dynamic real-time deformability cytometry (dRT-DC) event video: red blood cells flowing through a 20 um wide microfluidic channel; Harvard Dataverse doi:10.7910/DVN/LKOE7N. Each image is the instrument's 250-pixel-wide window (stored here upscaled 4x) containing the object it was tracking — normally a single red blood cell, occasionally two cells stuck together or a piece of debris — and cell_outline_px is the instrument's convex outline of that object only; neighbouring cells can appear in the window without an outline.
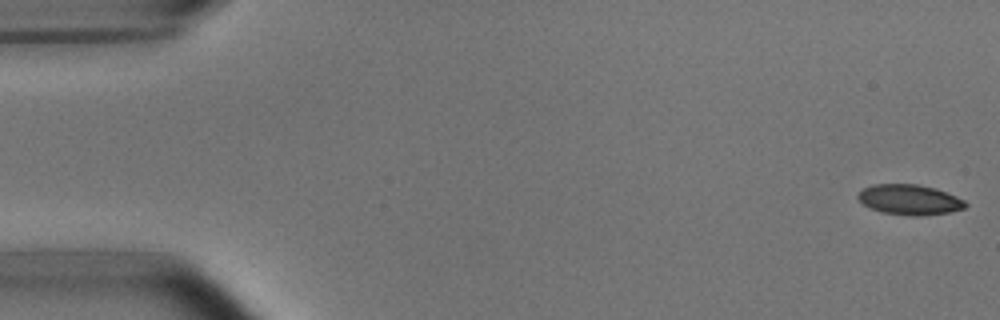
{"species": "common noctule bat (a hibernating species)", "species_latin": "Nyctalus noctula", "temperature_condition": "room temperature", "stored_images_in_passage": 52, "camera_frame_rate_fps": 3000, "um_per_image_px": 0.085, "animal": {"sex": "male", "body_mass_g": 15.6}, "frame": {"image": 1, "passage_image": 1, "time_ms": 0.0, "image_size_px": [1000, 320], "cell_outline_px": [[968, 204], [964, 208], [948, 212], [920, 216], [912, 216], [880, 212], [864, 204], [856, 196], [864, 188], [872, 184], [916, 184], [936, 188], [956, 196], [964, 200]], "centroid_in_image_um": [77.32, 16.97], "position_along_channel_um": 7.7, "area_um2": 18.84}}
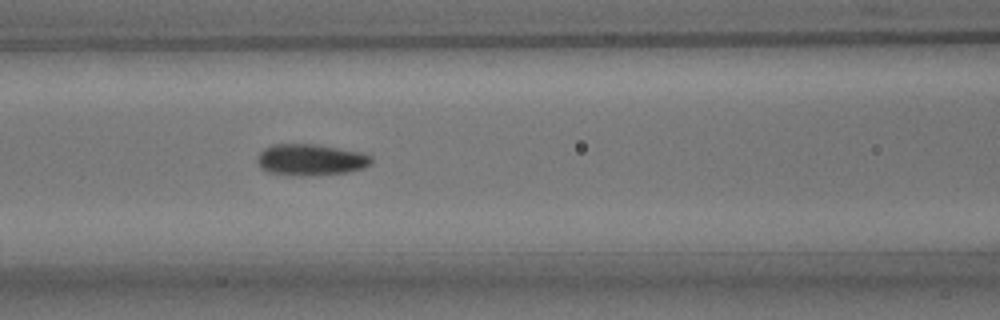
{"frame": {"image": 2, "passage_image": 22, "time_ms": 7.0, "image_size_px": [1000, 320], "cell_outline_px": [[372, 164], [364, 168], [348, 172], [312, 176], [292, 176], [268, 172], [260, 168], [256, 160], [256, 156], [264, 148], [272, 144], [320, 144], [364, 152], [372, 156]], "centroid_in_image_um": [26.42, 13.58], "position_along_channel_um": 140.2, "area_um2": 21.56}}
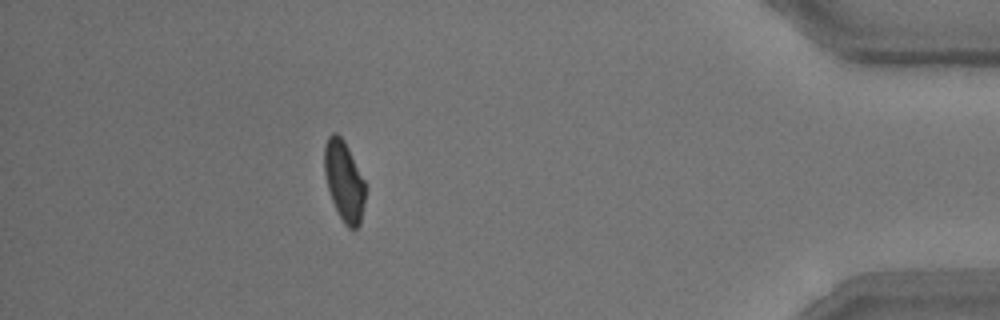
{"frame": {"image": 3, "passage_image": 47, "time_ms": 15.333, "image_size_px": [1000, 320], "cell_outline_px": [[364, 204], [360, 224], [356, 228], [348, 228], [344, 224], [332, 200], [328, 188], [324, 172], [324, 144], [328, 136], [332, 132], [336, 132], [344, 140], [364, 180]], "centroid_in_image_um": [29.22, 15.36], "position_along_channel_um": 406.0, "area_um2": 18.9}, "authors_computed_cell_mechanics": {"area_um2": 19.8543, "velocity_mm_per_s": 3.7836, "shape_relaxation_time_tau1_ms": 3.7181, "shape_relaxation_time_tau2_ms": 1.7327, "deformation_change_tau1": 0.1207, "deformation_change_tau2": 0.061}}